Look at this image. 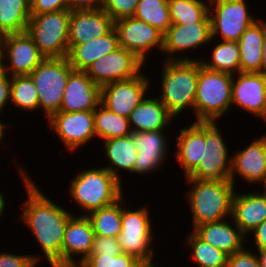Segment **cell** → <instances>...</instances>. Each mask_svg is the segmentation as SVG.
<instances>
[{"instance_id": "obj_49", "label": "cell", "mask_w": 266, "mask_h": 267, "mask_svg": "<svg viewBox=\"0 0 266 267\" xmlns=\"http://www.w3.org/2000/svg\"><path fill=\"white\" fill-rule=\"evenodd\" d=\"M254 251H256L261 267H266V247Z\"/></svg>"}, {"instance_id": "obj_19", "label": "cell", "mask_w": 266, "mask_h": 267, "mask_svg": "<svg viewBox=\"0 0 266 267\" xmlns=\"http://www.w3.org/2000/svg\"><path fill=\"white\" fill-rule=\"evenodd\" d=\"M4 70L10 76L29 75L45 58L27 31L3 35Z\"/></svg>"}, {"instance_id": "obj_18", "label": "cell", "mask_w": 266, "mask_h": 267, "mask_svg": "<svg viewBox=\"0 0 266 267\" xmlns=\"http://www.w3.org/2000/svg\"><path fill=\"white\" fill-rule=\"evenodd\" d=\"M250 143V144H249ZM242 150H235L231 161L230 180L235 184L237 177L247 184L266 186V133L257 139L253 138ZM237 174V177H236ZM239 175V176H238Z\"/></svg>"}, {"instance_id": "obj_38", "label": "cell", "mask_w": 266, "mask_h": 267, "mask_svg": "<svg viewBox=\"0 0 266 267\" xmlns=\"http://www.w3.org/2000/svg\"><path fill=\"white\" fill-rule=\"evenodd\" d=\"M139 260L124 252L118 255H89L78 267H133Z\"/></svg>"}, {"instance_id": "obj_50", "label": "cell", "mask_w": 266, "mask_h": 267, "mask_svg": "<svg viewBox=\"0 0 266 267\" xmlns=\"http://www.w3.org/2000/svg\"><path fill=\"white\" fill-rule=\"evenodd\" d=\"M4 69V43L3 35H0V70Z\"/></svg>"}, {"instance_id": "obj_17", "label": "cell", "mask_w": 266, "mask_h": 267, "mask_svg": "<svg viewBox=\"0 0 266 267\" xmlns=\"http://www.w3.org/2000/svg\"><path fill=\"white\" fill-rule=\"evenodd\" d=\"M165 132V130H160L131 133L138 151L134 162V174L139 176L151 175L161 169L160 167H164L165 159L169 158L168 152L171 151L168 150L170 147L169 132Z\"/></svg>"}, {"instance_id": "obj_42", "label": "cell", "mask_w": 266, "mask_h": 267, "mask_svg": "<svg viewBox=\"0 0 266 267\" xmlns=\"http://www.w3.org/2000/svg\"><path fill=\"white\" fill-rule=\"evenodd\" d=\"M0 267H38V263L32 258V254H13L0 251Z\"/></svg>"}, {"instance_id": "obj_48", "label": "cell", "mask_w": 266, "mask_h": 267, "mask_svg": "<svg viewBox=\"0 0 266 267\" xmlns=\"http://www.w3.org/2000/svg\"><path fill=\"white\" fill-rule=\"evenodd\" d=\"M6 197L3 193V191L0 190V219L2 218L3 214L6 212L5 210H7V200Z\"/></svg>"}, {"instance_id": "obj_15", "label": "cell", "mask_w": 266, "mask_h": 267, "mask_svg": "<svg viewBox=\"0 0 266 267\" xmlns=\"http://www.w3.org/2000/svg\"><path fill=\"white\" fill-rule=\"evenodd\" d=\"M114 29L118 36L119 46L131 51L146 64L149 51L161 52L163 48V34L144 21L135 17H126L114 22Z\"/></svg>"}, {"instance_id": "obj_28", "label": "cell", "mask_w": 266, "mask_h": 267, "mask_svg": "<svg viewBox=\"0 0 266 267\" xmlns=\"http://www.w3.org/2000/svg\"><path fill=\"white\" fill-rule=\"evenodd\" d=\"M266 35V19L258 17L242 34L240 48V72H262V48Z\"/></svg>"}, {"instance_id": "obj_7", "label": "cell", "mask_w": 266, "mask_h": 267, "mask_svg": "<svg viewBox=\"0 0 266 267\" xmlns=\"http://www.w3.org/2000/svg\"><path fill=\"white\" fill-rule=\"evenodd\" d=\"M68 58H44L29 74L38 93L39 109L46 120L60 111L69 74L73 71Z\"/></svg>"}, {"instance_id": "obj_53", "label": "cell", "mask_w": 266, "mask_h": 267, "mask_svg": "<svg viewBox=\"0 0 266 267\" xmlns=\"http://www.w3.org/2000/svg\"><path fill=\"white\" fill-rule=\"evenodd\" d=\"M148 267H159L158 263L152 262Z\"/></svg>"}, {"instance_id": "obj_32", "label": "cell", "mask_w": 266, "mask_h": 267, "mask_svg": "<svg viewBox=\"0 0 266 267\" xmlns=\"http://www.w3.org/2000/svg\"><path fill=\"white\" fill-rule=\"evenodd\" d=\"M94 129L100 142L132 133L128 118L109 111L101 104L94 110Z\"/></svg>"}, {"instance_id": "obj_22", "label": "cell", "mask_w": 266, "mask_h": 267, "mask_svg": "<svg viewBox=\"0 0 266 267\" xmlns=\"http://www.w3.org/2000/svg\"><path fill=\"white\" fill-rule=\"evenodd\" d=\"M100 100L101 87L85 71L73 70L68 76L60 111H94Z\"/></svg>"}, {"instance_id": "obj_24", "label": "cell", "mask_w": 266, "mask_h": 267, "mask_svg": "<svg viewBox=\"0 0 266 267\" xmlns=\"http://www.w3.org/2000/svg\"><path fill=\"white\" fill-rule=\"evenodd\" d=\"M262 189L261 192L254 190L248 193L236 190L233 195L232 219L247 238L252 230L266 220V190Z\"/></svg>"}, {"instance_id": "obj_9", "label": "cell", "mask_w": 266, "mask_h": 267, "mask_svg": "<svg viewBox=\"0 0 266 267\" xmlns=\"http://www.w3.org/2000/svg\"><path fill=\"white\" fill-rule=\"evenodd\" d=\"M215 121L205 122V143L199 165L184 178L197 180H230L231 151L223 138L220 124ZM219 126V127H218Z\"/></svg>"}, {"instance_id": "obj_4", "label": "cell", "mask_w": 266, "mask_h": 267, "mask_svg": "<svg viewBox=\"0 0 266 267\" xmlns=\"http://www.w3.org/2000/svg\"><path fill=\"white\" fill-rule=\"evenodd\" d=\"M70 181L69 196L82 211L75 215H88L90 212L110 206L123 195V183L118 181L104 167L88 168L77 171Z\"/></svg>"}, {"instance_id": "obj_27", "label": "cell", "mask_w": 266, "mask_h": 267, "mask_svg": "<svg viewBox=\"0 0 266 267\" xmlns=\"http://www.w3.org/2000/svg\"><path fill=\"white\" fill-rule=\"evenodd\" d=\"M101 143L103 144L102 148H104L101 151L104 150L102 153H105L103 157L109 163L102 167L108 170L121 183L123 182L121 171L122 173L124 171L131 173V175L134 174V162L138 151L131 135L103 140Z\"/></svg>"}, {"instance_id": "obj_44", "label": "cell", "mask_w": 266, "mask_h": 267, "mask_svg": "<svg viewBox=\"0 0 266 267\" xmlns=\"http://www.w3.org/2000/svg\"><path fill=\"white\" fill-rule=\"evenodd\" d=\"M11 79L12 77L7 71L0 70V114L5 112L3 109L10 104Z\"/></svg>"}, {"instance_id": "obj_39", "label": "cell", "mask_w": 266, "mask_h": 267, "mask_svg": "<svg viewBox=\"0 0 266 267\" xmlns=\"http://www.w3.org/2000/svg\"><path fill=\"white\" fill-rule=\"evenodd\" d=\"M140 0H103L102 9L115 22L126 17H133Z\"/></svg>"}, {"instance_id": "obj_2", "label": "cell", "mask_w": 266, "mask_h": 267, "mask_svg": "<svg viewBox=\"0 0 266 267\" xmlns=\"http://www.w3.org/2000/svg\"><path fill=\"white\" fill-rule=\"evenodd\" d=\"M185 179L191 185L184 194L191 209L192 231L199 225L232 217V199L237 187L231 180Z\"/></svg>"}, {"instance_id": "obj_26", "label": "cell", "mask_w": 266, "mask_h": 267, "mask_svg": "<svg viewBox=\"0 0 266 267\" xmlns=\"http://www.w3.org/2000/svg\"><path fill=\"white\" fill-rule=\"evenodd\" d=\"M153 96L147 95L130 113L128 120L132 132L160 131L172 126L175 118L160 99Z\"/></svg>"}, {"instance_id": "obj_3", "label": "cell", "mask_w": 266, "mask_h": 267, "mask_svg": "<svg viewBox=\"0 0 266 267\" xmlns=\"http://www.w3.org/2000/svg\"><path fill=\"white\" fill-rule=\"evenodd\" d=\"M161 64L160 94L156 96L175 119L189 108L194 113L199 60H163Z\"/></svg>"}, {"instance_id": "obj_47", "label": "cell", "mask_w": 266, "mask_h": 267, "mask_svg": "<svg viewBox=\"0 0 266 267\" xmlns=\"http://www.w3.org/2000/svg\"><path fill=\"white\" fill-rule=\"evenodd\" d=\"M0 116H3L2 114H0ZM1 119V118H0ZM4 121L0 120V145L3 143V145L6 143H4V139L6 138L5 135L7 136V134H5L7 132L6 129H8V127H10L9 129H11L12 127L10 126L11 124H7V122L3 123ZM6 130V131H5Z\"/></svg>"}, {"instance_id": "obj_25", "label": "cell", "mask_w": 266, "mask_h": 267, "mask_svg": "<svg viewBox=\"0 0 266 267\" xmlns=\"http://www.w3.org/2000/svg\"><path fill=\"white\" fill-rule=\"evenodd\" d=\"M230 219L232 221L224 219L219 222L199 225L193 232L204 242L218 248L229 256L243 249L246 246V242L249 241L246 240L247 236L235 224L232 217Z\"/></svg>"}, {"instance_id": "obj_46", "label": "cell", "mask_w": 266, "mask_h": 267, "mask_svg": "<svg viewBox=\"0 0 266 267\" xmlns=\"http://www.w3.org/2000/svg\"><path fill=\"white\" fill-rule=\"evenodd\" d=\"M252 233L253 236L251 239H253L252 243L255 244V246H253L256 248L255 250L266 247V220L252 230L248 236Z\"/></svg>"}, {"instance_id": "obj_36", "label": "cell", "mask_w": 266, "mask_h": 267, "mask_svg": "<svg viewBox=\"0 0 266 267\" xmlns=\"http://www.w3.org/2000/svg\"><path fill=\"white\" fill-rule=\"evenodd\" d=\"M164 34L172 25L168 0H140L133 15Z\"/></svg>"}, {"instance_id": "obj_14", "label": "cell", "mask_w": 266, "mask_h": 267, "mask_svg": "<svg viewBox=\"0 0 266 267\" xmlns=\"http://www.w3.org/2000/svg\"><path fill=\"white\" fill-rule=\"evenodd\" d=\"M146 67L135 54L119 46L108 55L101 56L85 71L100 87L139 75Z\"/></svg>"}, {"instance_id": "obj_35", "label": "cell", "mask_w": 266, "mask_h": 267, "mask_svg": "<svg viewBox=\"0 0 266 267\" xmlns=\"http://www.w3.org/2000/svg\"><path fill=\"white\" fill-rule=\"evenodd\" d=\"M168 6L172 24L211 21L209 0H168Z\"/></svg>"}, {"instance_id": "obj_31", "label": "cell", "mask_w": 266, "mask_h": 267, "mask_svg": "<svg viewBox=\"0 0 266 267\" xmlns=\"http://www.w3.org/2000/svg\"><path fill=\"white\" fill-rule=\"evenodd\" d=\"M30 17L29 0H0V35L26 31Z\"/></svg>"}, {"instance_id": "obj_34", "label": "cell", "mask_w": 266, "mask_h": 267, "mask_svg": "<svg viewBox=\"0 0 266 267\" xmlns=\"http://www.w3.org/2000/svg\"><path fill=\"white\" fill-rule=\"evenodd\" d=\"M188 233L185 236L184 245L188 250L190 248L191 262L196 263L197 267H227L226 253L204 242L193 231Z\"/></svg>"}, {"instance_id": "obj_33", "label": "cell", "mask_w": 266, "mask_h": 267, "mask_svg": "<svg viewBox=\"0 0 266 267\" xmlns=\"http://www.w3.org/2000/svg\"><path fill=\"white\" fill-rule=\"evenodd\" d=\"M87 217L95 235L118 238L122 230V197L110 206L90 212Z\"/></svg>"}, {"instance_id": "obj_6", "label": "cell", "mask_w": 266, "mask_h": 267, "mask_svg": "<svg viewBox=\"0 0 266 267\" xmlns=\"http://www.w3.org/2000/svg\"><path fill=\"white\" fill-rule=\"evenodd\" d=\"M125 197L122 196V230L118 237L121 249L138 260L154 262L156 251L152 245H155L153 233L156 229H152L155 224L151 221V211L146 204L136 210L124 206Z\"/></svg>"}, {"instance_id": "obj_45", "label": "cell", "mask_w": 266, "mask_h": 267, "mask_svg": "<svg viewBox=\"0 0 266 267\" xmlns=\"http://www.w3.org/2000/svg\"><path fill=\"white\" fill-rule=\"evenodd\" d=\"M103 0H68V10L100 9Z\"/></svg>"}, {"instance_id": "obj_10", "label": "cell", "mask_w": 266, "mask_h": 267, "mask_svg": "<svg viewBox=\"0 0 266 267\" xmlns=\"http://www.w3.org/2000/svg\"><path fill=\"white\" fill-rule=\"evenodd\" d=\"M251 13L246 0H209L211 38L239 41L246 29L258 19Z\"/></svg>"}, {"instance_id": "obj_37", "label": "cell", "mask_w": 266, "mask_h": 267, "mask_svg": "<svg viewBox=\"0 0 266 267\" xmlns=\"http://www.w3.org/2000/svg\"><path fill=\"white\" fill-rule=\"evenodd\" d=\"M10 103L23 112L39 110L37 89L29 75L12 76Z\"/></svg>"}, {"instance_id": "obj_16", "label": "cell", "mask_w": 266, "mask_h": 267, "mask_svg": "<svg viewBox=\"0 0 266 267\" xmlns=\"http://www.w3.org/2000/svg\"><path fill=\"white\" fill-rule=\"evenodd\" d=\"M233 106L253 114L266 122V74L262 72H238L232 80ZM234 104V105H233Z\"/></svg>"}, {"instance_id": "obj_52", "label": "cell", "mask_w": 266, "mask_h": 267, "mask_svg": "<svg viewBox=\"0 0 266 267\" xmlns=\"http://www.w3.org/2000/svg\"><path fill=\"white\" fill-rule=\"evenodd\" d=\"M152 262L139 260L133 267H148Z\"/></svg>"}, {"instance_id": "obj_43", "label": "cell", "mask_w": 266, "mask_h": 267, "mask_svg": "<svg viewBox=\"0 0 266 267\" xmlns=\"http://www.w3.org/2000/svg\"><path fill=\"white\" fill-rule=\"evenodd\" d=\"M31 15L57 12L68 9V0H32Z\"/></svg>"}, {"instance_id": "obj_12", "label": "cell", "mask_w": 266, "mask_h": 267, "mask_svg": "<svg viewBox=\"0 0 266 267\" xmlns=\"http://www.w3.org/2000/svg\"><path fill=\"white\" fill-rule=\"evenodd\" d=\"M47 123L71 154L81 150L88 142H93V138L96 139L94 111H59L53 114Z\"/></svg>"}, {"instance_id": "obj_29", "label": "cell", "mask_w": 266, "mask_h": 267, "mask_svg": "<svg viewBox=\"0 0 266 267\" xmlns=\"http://www.w3.org/2000/svg\"><path fill=\"white\" fill-rule=\"evenodd\" d=\"M118 47V36L113 28L102 37L93 38L87 43L73 45L69 49L67 58L74 70L86 71L94 61L101 56L108 55Z\"/></svg>"}, {"instance_id": "obj_41", "label": "cell", "mask_w": 266, "mask_h": 267, "mask_svg": "<svg viewBox=\"0 0 266 267\" xmlns=\"http://www.w3.org/2000/svg\"><path fill=\"white\" fill-rule=\"evenodd\" d=\"M122 252L118 238L95 235L90 255H118Z\"/></svg>"}, {"instance_id": "obj_23", "label": "cell", "mask_w": 266, "mask_h": 267, "mask_svg": "<svg viewBox=\"0 0 266 267\" xmlns=\"http://www.w3.org/2000/svg\"><path fill=\"white\" fill-rule=\"evenodd\" d=\"M175 135L174 158L182 172L187 177L198 165L203 154V143H205V122L193 121L187 126L179 129Z\"/></svg>"}, {"instance_id": "obj_8", "label": "cell", "mask_w": 266, "mask_h": 267, "mask_svg": "<svg viewBox=\"0 0 266 267\" xmlns=\"http://www.w3.org/2000/svg\"><path fill=\"white\" fill-rule=\"evenodd\" d=\"M71 10L31 15L27 33L45 58H66L69 53Z\"/></svg>"}, {"instance_id": "obj_1", "label": "cell", "mask_w": 266, "mask_h": 267, "mask_svg": "<svg viewBox=\"0 0 266 267\" xmlns=\"http://www.w3.org/2000/svg\"><path fill=\"white\" fill-rule=\"evenodd\" d=\"M17 166L19 176L24 183L27 199L23 201L20 220L29 228L38 242L41 254H33L32 258L40 265L44 258L50 267H62V244L68 220L74 215L64 206L58 205L44 194L33 180L25 166ZM25 169V170H24ZM43 257V259L41 258Z\"/></svg>"}, {"instance_id": "obj_5", "label": "cell", "mask_w": 266, "mask_h": 267, "mask_svg": "<svg viewBox=\"0 0 266 267\" xmlns=\"http://www.w3.org/2000/svg\"><path fill=\"white\" fill-rule=\"evenodd\" d=\"M232 80V74L209 70L199 61L195 121L218 122L232 109Z\"/></svg>"}, {"instance_id": "obj_30", "label": "cell", "mask_w": 266, "mask_h": 267, "mask_svg": "<svg viewBox=\"0 0 266 267\" xmlns=\"http://www.w3.org/2000/svg\"><path fill=\"white\" fill-rule=\"evenodd\" d=\"M219 41V42H218ZM211 38L213 43L211 56L200 60L201 64L212 71L226 72L232 75L240 72V48L238 41H224ZM215 42H218L215 44Z\"/></svg>"}, {"instance_id": "obj_51", "label": "cell", "mask_w": 266, "mask_h": 267, "mask_svg": "<svg viewBox=\"0 0 266 267\" xmlns=\"http://www.w3.org/2000/svg\"><path fill=\"white\" fill-rule=\"evenodd\" d=\"M262 73L266 74V35L262 48Z\"/></svg>"}, {"instance_id": "obj_21", "label": "cell", "mask_w": 266, "mask_h": 267, "mask_svg": "<svg viewBox=\"0 0 266 267\" xmlns=\"http://www.w3.org/2000/svg\"><path fill=\"white\" fill-rule=\"evenodd\" d=\"M114 28V21L102 8L72 10L69 23V49L99 38Z\"/></svg>"}, {"instance_id": "obj_40", "label": "cell", "mask_w": 266, "mask_h": 267, "mask_svg": "<svg viewBox=\"0 0 266 267\" xmlns=\"http://www.w3.org/2000/svg\"><path fill=\"white\" fill-rule=\"evenodd\" d=\"M247 246L228 256L227 267H261L256 251Z\"/></svg>"}, {"instance_id": "obj_20", "label": "cell", "mask_w": 266, "mask_h": 267, "mask_svg": "<svg viewBox=\"0 0 266 267\" xmlns=\"http://www.w3.org/2000/svg\"><path fill=\"white\" fill-rule=\"evenodd\" d=\"M94 237L90 219L86 215L74 214L65 228L62 267H78L91 254Z\"/></svg>"}, {"instance_id": "obj_11", "label": "cell", "mask_w": 266, "mask_h": 267, "mask_svg": "<svg viewBox=\"0 0 266 267\" xmlns=\"http://www.w3.org/2000/svg\"><path fill=\"white\" fill-rule=\"evenodd\" d=\"M211 21H199L188 24H172L163 34L162 60H201V58L186 55L210 44ZM184 55H183V53ZM181 53V54H180ZM179 54V55H178ZM183 55V56H182ZM186 55V56H185ZM182 56V57H181ZM194 58V59H193Z\"/></svg>"}, {"instance_id": "obj_13", "label": "cell", "mask_w": 266, "mask_h": 267, "mask_svg": "<svg viewBox=\"0 0 266 267\" xmlns=\"http://www.w3.org/2000/svg\"><path fill=\"white\" fill-rule=\"evenodd\" d=\"M143 72L133 78L101 87L100 104L109 111L128 118L132 110L150 95L152 79Z\"/></svg>"}]
</instances>
